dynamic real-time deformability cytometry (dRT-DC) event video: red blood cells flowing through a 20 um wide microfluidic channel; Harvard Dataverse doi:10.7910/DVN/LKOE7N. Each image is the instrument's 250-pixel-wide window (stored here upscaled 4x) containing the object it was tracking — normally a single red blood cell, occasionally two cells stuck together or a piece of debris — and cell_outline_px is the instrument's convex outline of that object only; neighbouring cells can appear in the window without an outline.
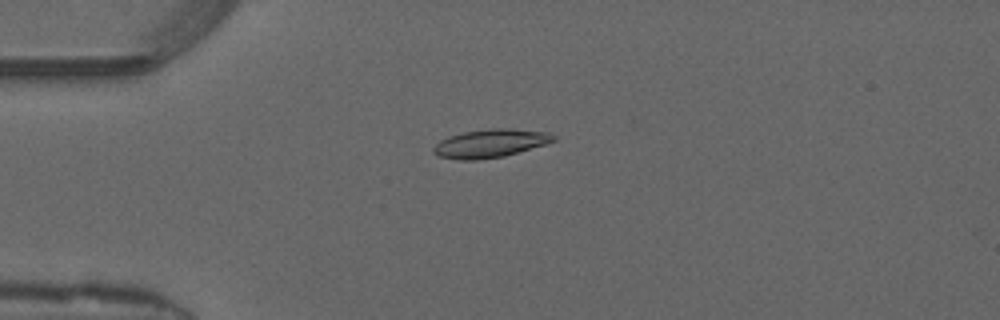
{"species": "common noctule bat (a hibernating species)", "species_latin": "Nyctalus noctula", "temperature_condition": "warm", "stored_images_in_passage": 50, "camera_frame_rate_fps": 3000, "um_per_image_px": 0.085, "animal": {"sex": "male", "forearm_length_mm": 52.5}, "frame": {"image": 1, "passage_image": 13, "time_ms": 4.0, "image_size_px": [1000, 320], "cell_outline_px": [[556, 140], [544, 144], [504, 156], [476, 160], [460, 160], [440, 156], [432, 152], [432, 148], [440, 140], [448, 136], [464, 132], [488, 128], [508, 128], [548, 132], [556, 136]], "centroid_in_image_um": [41.65, 12.18], "position_along_channel_um": 43.3, "area_um2": 19.71}}
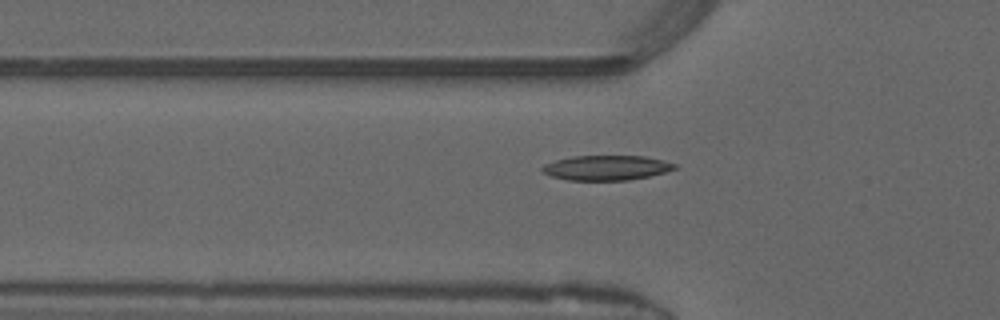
{"frame": {"image": 2, "passage_image": 17, "time_ms": 5.333, "image_size_px": [1000, 320], "cell_outline_px": [[676, 168], [664, 172], [648, 176], [628, 180], [568, 180], [552, 176], [544, 172], [540, 168], [544, 164], [556, 160], [572, 156], [644, 156], [664, 160], [676, 164]], "centroid_in_image_um": [51.54, 14.25], "position_along_channel_um": 74.3, "area_um2": 19.02}}
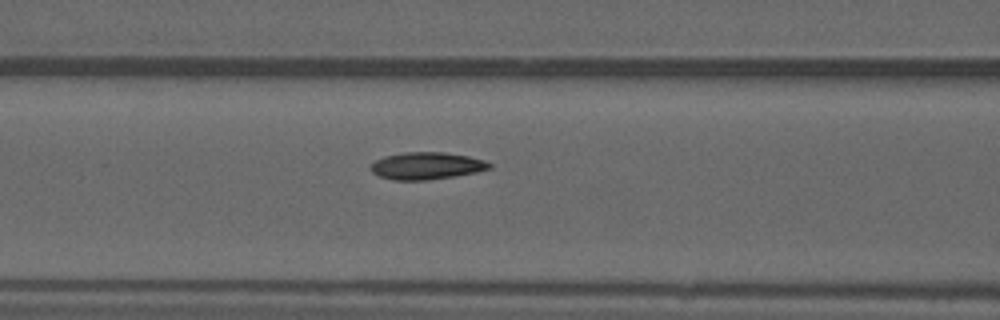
{"frame": {"image": 3, "passage_image": 21, "time_ms": 6.667, "image_size_px": [1000, 320], "cell_outline_px": [[492, 168], [476, 172], [428, 180], [392, 180], [380, 176], [372, 172], [368, 168], [376, 160], [384, 156], [404, 152], [444, 152], [468, 156], [484, 160], [492, 164]], "centroid_in_image_um": [36.24, 14.09], "position_along_channel_um": 130.4, "area_um2": 18.79}, "authors_computed_cell_mechanics": {"area_um2": 18.496, "velocity_mm_per_s": 4.1526, "shape_relaxation_time_tau1_ms": 3.9948, "shape_relaxation_time_tau2_ms": 1.3054, "deformation_change_tau1": 0.1494, "deformation_change_tau2": 0.0625}}